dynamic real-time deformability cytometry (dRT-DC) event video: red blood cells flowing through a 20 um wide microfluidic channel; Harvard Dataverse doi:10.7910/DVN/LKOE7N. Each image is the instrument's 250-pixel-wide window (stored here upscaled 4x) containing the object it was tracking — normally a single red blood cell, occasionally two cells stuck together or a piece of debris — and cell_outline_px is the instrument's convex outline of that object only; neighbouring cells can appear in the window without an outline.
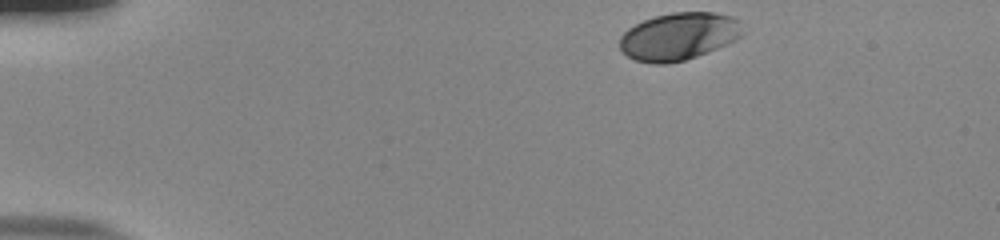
{"species": "human", "species_latin": "Homo sapiens", "temperature_condition": "room temperature", "stored_images_in_passage": 39, "camera_frame_rate_fps": 3000, "um_per_image_px": 0.085, "donor": {"sex": "male"}, "frame": {"image": 1, "passage_image": 1, "time_ms": 0.0, "image_size_px": [1000, 240], "cell_outline_px": [[740, 36], [736, 40], [728, 44], [696, 56], [684, 60], [668, 64], [652, 64], [636, 60], [628, 56], [620, 48], [620, 36], [628, 28], [644, 20], [656, 16], [672, 12], [712, 12], [732, 16], [736, 20], [740, 32]], "centroid_in_image_um": [57.65, 3.1], "position_along_channel_um": 27.4, "area_um2": 33.64}}
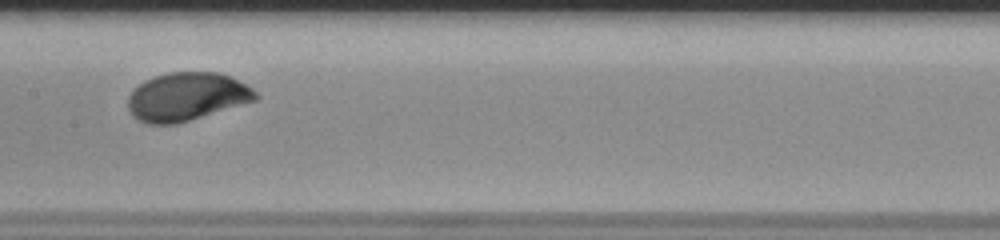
{"frame": {"image": 2, "passage_image": 21, "time_ms": 6.667, "image_size_px": [1000, 240], "cell_outline_px": [[260, 96], [256, 100], [176, 124], [148, 124], [136, 120], [132, 116], [128, 108], [128, 96], [144, 80], [168, 72], [220, 72], [252, 88]], "centroid_in_image_um": [15.84, 8.22], "position_along_channel_um": 191.6, "area_um2": 35.66}}
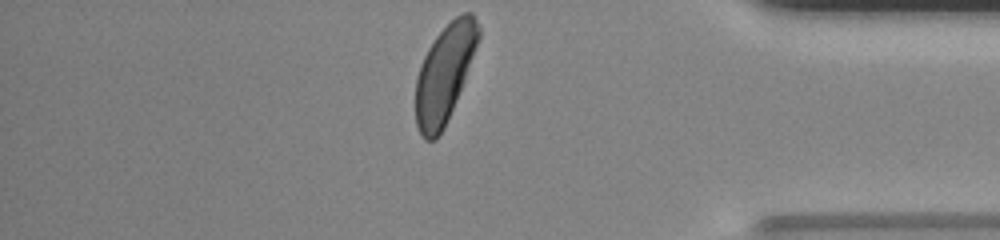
{"frame": {"image": 3, "passage_image": 39, "time_ms": 12.667, "image_size_px": [1000, 240], "cell_outline_px": [[480, 36], [464, 80], [456, 100], [444, 128], [436, 140], [424, 140], [416, 124], [416, 76], [420, 64], [428, 48], [436, 36], [456, 16], [464, 12], [472, 12], [480, 28]], "centroid_in_image_um": [37.77, 6.26], "position_along_channel_um": 397.4, "area_um2": 35.2}, "authors_computed_cell_mechanics": {"area_um2": 35.258, "velocity_mm_per_s": 3.8078, "shape_relaxation_time_tau1_ms": 2.3158, "shape_relaxation_time_tau2_ms": null, "deformation_change_tau1": 0.1284, "deformation_change_tau2": null}}